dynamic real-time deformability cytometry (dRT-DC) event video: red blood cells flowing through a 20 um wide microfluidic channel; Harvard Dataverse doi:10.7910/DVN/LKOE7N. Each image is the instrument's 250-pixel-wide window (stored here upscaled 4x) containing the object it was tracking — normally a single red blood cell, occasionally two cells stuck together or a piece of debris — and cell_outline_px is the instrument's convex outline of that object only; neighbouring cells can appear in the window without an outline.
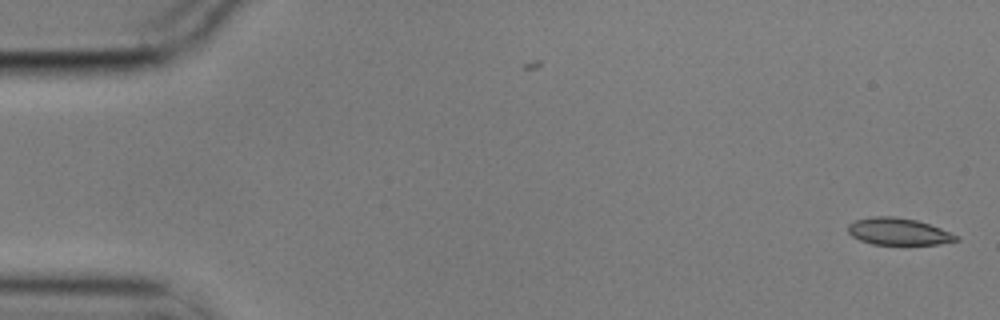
{"species": "common noctule bat (a hibernating species)", "species_latin": "Nyctalus noctula", "temperature_condition": "cold", "stored_images_in_passage": 52, "camera_frame_rate_fps": 3000, "um_per_image_px": 0.085, "animal": {"sex": "male", "body_mass_g": 17.9}, "frame": {"image": 1, "passage_image": 1, "time_ms": 0.0, "image_size_px": [1000, 320], "cell_outline_px": [[960, 240], [940, 244], [872, 244], [860, 240], [852, 236], [848, 232], [848, 224], [856, 220], [872, 216], [892, 216], [916, 220], [940, 228], [960, 236]], "centroid_in_image_um": [76.38, 19.68], "position_along_channel_um": 8.6, "area_um2": 16.94}}
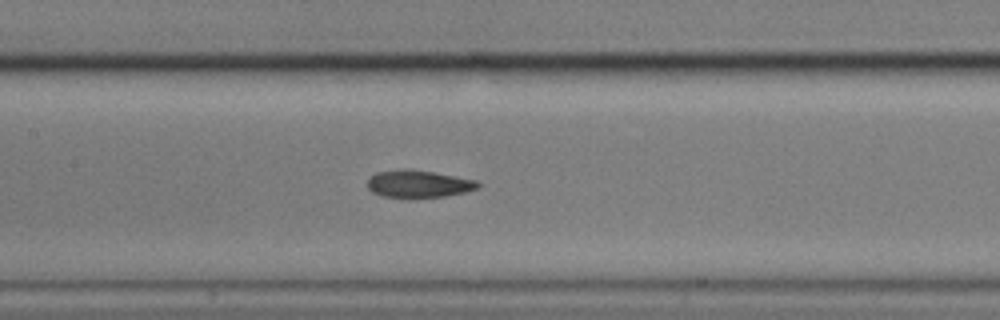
{"frame": {"image": 2, "passage_image": 26, "time_ms": 8.333, "image_size_px": [1000, 320], "cell_outline_px": [[480, 184], [476, 188], [464, 192], [444, 196], [384, 196], [372, 192], [368, 188], [368, 180], [376, 172], [400, 168], [412, 168], [476, 180]], "centroid_in_image_um": [35.54, 15.59], "position_along_channel_um": 171.9, "area_um2": 17.22}}
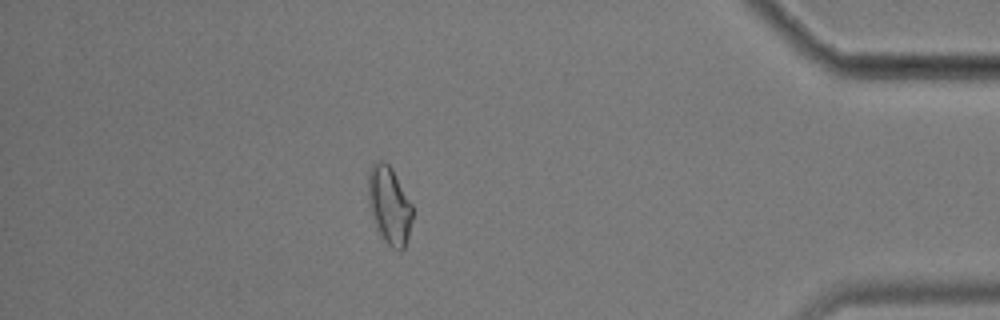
{"frame": {"image": 3, "passage_image": 49, "time_ms": 16.0, "image_size_px": [1000, 320], "cell_outline_px": [[412, 220], [408, 236], [404, 248], [400, 252], [392, 248], [384, 240], [376, 228], [368, 208], [368, 168], [376, 160], [384, 160], [392, 168], [412, 204]], "centroid_in_image_um": [33.06, 17.43], "position_along_channel_um": 402.1, "area_um2": 20.4}}